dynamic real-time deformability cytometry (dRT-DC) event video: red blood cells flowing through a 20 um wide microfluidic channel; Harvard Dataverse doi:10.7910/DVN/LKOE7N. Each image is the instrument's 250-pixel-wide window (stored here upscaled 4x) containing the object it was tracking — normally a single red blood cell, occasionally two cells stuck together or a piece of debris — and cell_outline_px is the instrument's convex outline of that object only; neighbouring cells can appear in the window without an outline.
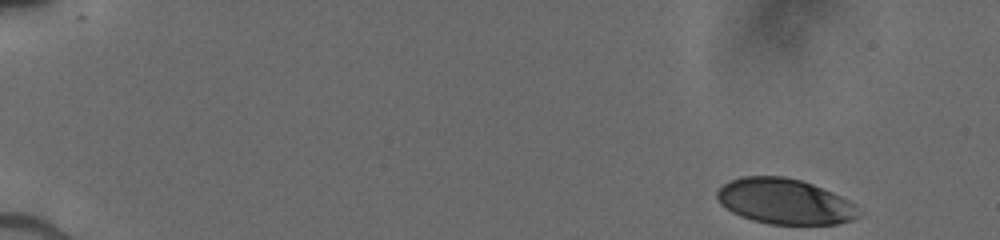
{"species": "human", "species_latin": "Homo sapiens", "temperature_condition": "cold", "stored_images_in_passage": 46, "camera_frame_rate_fps": 3000, "um_per_image_px": 0.085, "donor": {"sex": "male"}, "frame": {"image": 1, "passage_image": 1, "time_ms": 0.0, "image_size_px": [1000, 240], "cell_outline_px": [[864, 212], [860, 216], [852, 220], [836, 224], [768, 224], [752, 220], [740, 216], [732, 212], [720, 204], [716, 196], [716, 192], [724, 184], [732, 180], [744, 176], [784, 176], [800, 180], [812, 184], [832, 192], [856, 204]], "centroid_in_image_um": [66.74, 17.13], "position_along_channel_um": 18.3, "area_um2": 37.69}}
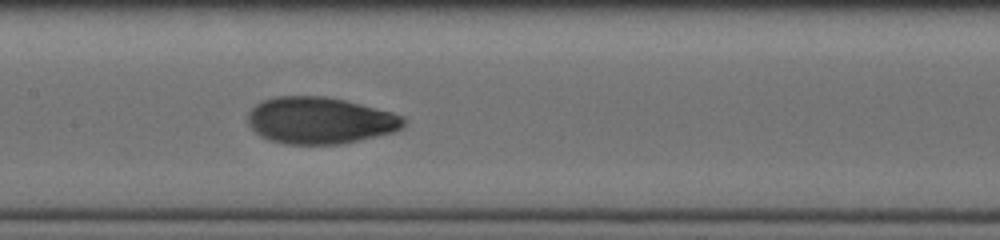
{"frame": {"image": 2, "passage_image": 19, "time_ms": 7.667, "image_size_px": [1000, 240], "cell_outline_px": [[408, 120], [404, 128], [396, 132], [344, 144], [284, 144], [268, 140], [260, 136], [248, 124], [248, 112], [256, 104], [264, 100], [276, 96], [328, 96], [392, 112], [404, 116]], "centroid_in_image_um": [27.24, 10.25], "position_along_channel_um": 180.2, "area_um2": 42.95}}
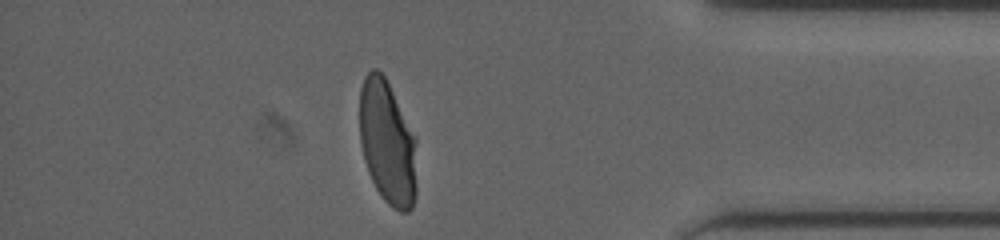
{"frame": {"image": 3, "passage_image": 39, "time_ms": 13.667, "image_size_px": [1000, 240], "cell_outline_px": [[416, 196], [412, 208], [408, 212], [400, 212], [392, 208], [384, 200], [376, 188], [368, 172], [364, 160], [360, 144], [360, 88], [364, 76], [372, 68], [376, 68], [384, 76], [416, 136]], "centroid_in_image_um": [32.94, 12.15], "position_along_channel_um": 402.3, "area_um2": 41.73}}